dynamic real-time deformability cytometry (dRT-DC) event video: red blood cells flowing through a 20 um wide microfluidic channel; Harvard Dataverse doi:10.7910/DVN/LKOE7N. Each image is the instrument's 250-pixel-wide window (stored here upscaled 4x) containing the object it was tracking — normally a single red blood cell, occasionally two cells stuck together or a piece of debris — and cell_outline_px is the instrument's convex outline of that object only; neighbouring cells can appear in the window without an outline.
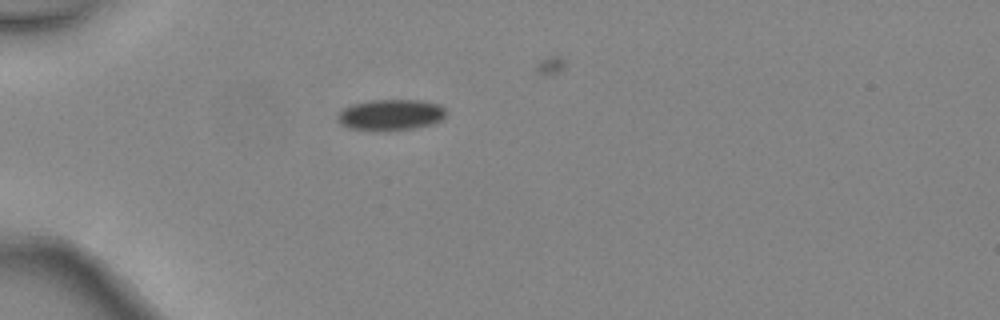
{"species": "common noctule bat (a hibernating species)", "species_latin": "Nyctalus noctula", "temperature_condition": "warm", "stored_images_in_passage": 1, "camera_frame_rate_fps": 3000, "um_per_image_px": 0.085, "animal": {"sex": "female", "body_mass_g": 24.6, "forearm_length_mm": 56.2}, "frame": {"image": 1, "passage_image": 1, "time_ms": 0.0, "image_size_px": [1000, 320], "cell_outline_px": [[448, 112], [440, 120], [432, 124], [416, 128], [388, 132], [376, 132], [348, 128], [340, 124], [336, 120], [336, 116], [344, 108], [352, 104], [372, 100], [420, 100], [440, 104]], "centroid_in_image_um": [33.19, 9.79], "position_along_channel_um": 51.8, "area_um2": 20.17}}